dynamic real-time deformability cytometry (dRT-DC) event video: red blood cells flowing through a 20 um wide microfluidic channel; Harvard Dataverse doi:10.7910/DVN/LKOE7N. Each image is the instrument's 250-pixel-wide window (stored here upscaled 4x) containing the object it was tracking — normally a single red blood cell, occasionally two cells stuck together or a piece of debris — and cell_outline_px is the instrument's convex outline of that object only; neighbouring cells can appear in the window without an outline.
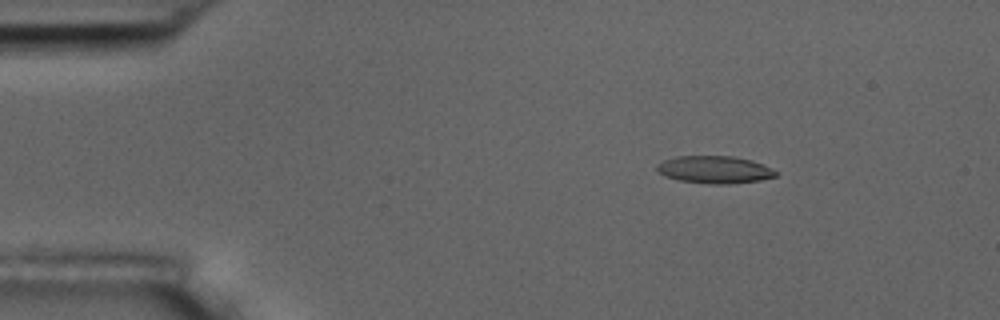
{"species": "common noctule bat (a hibernating species)", "species_latin": "Nyctalus noctula", "temperature_condition": "room temperature", "stored_images_in_passage": 5, "camera_frame_rate_fps": 3000, "um_per_image_px": 0.085, "animal": {"sex": "male", "body_mass_g": 17.5, "forearm_length_mm": 52.3}, "frame": {"image": 1, "passage_image": 2, "time_ms": 1.0, "image_size_px": [1000, 320], "cell_outline_px": [[776, 176], [760, 180], [728, 184], [712, 184], [680, 180], [668, 176], [660, 172], [656, 168], [656, 164], [664, 160], [676, 156], [736, 156], [752, 160], [776, 172]], "centroid_in_image_um": [60.72, 14.41], "position_along_channel_um": 24.3, "area_um2": 18.67}}
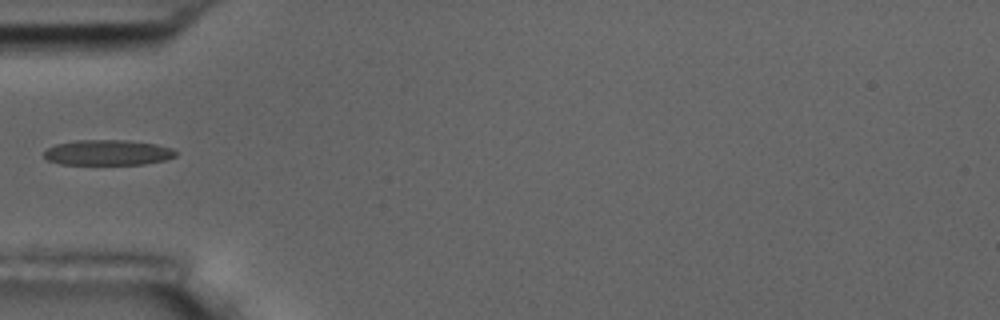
{"frame": {"image": 2, "passage_image": 5, "time_ms": 4.333, "image_size_px": [1000, 320], "cell_outline_px": [[176, 156], [164, 160], [144, 164], [60, 164], [48, 160], [44, 156], [44, 152], [48, 148], [56, 144], [76, 140], [124, 140], [156, 144], [172, 148], [176, 152]], "centroid_in_image_um": [9.15, 12.96], "position_along_channel_um": 75.8, "area_um2": 19.36}}